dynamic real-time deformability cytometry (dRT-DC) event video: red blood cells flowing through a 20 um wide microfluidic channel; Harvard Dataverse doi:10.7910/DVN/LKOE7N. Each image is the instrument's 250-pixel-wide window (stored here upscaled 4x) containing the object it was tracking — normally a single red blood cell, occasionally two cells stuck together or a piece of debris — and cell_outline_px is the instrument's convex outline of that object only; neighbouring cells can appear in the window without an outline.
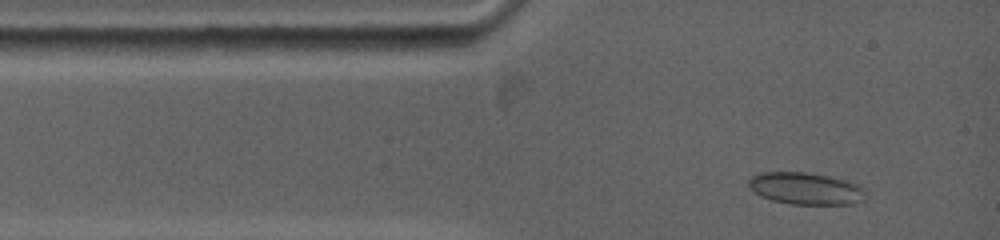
{"species": "common noctule bat (a hibernating species)", "species_latin": "Nyctalus noctula", "temperature_condition": "warm", "stored_images_in_passage": 9, "camera_frame_rate_fps": 5000, "um_per_image_px": 0.085, "animal": {"sex": "female", "body_mass_g": 19.0, "forearm_length_mm": 53.3}, "frame": {"image": 1, "passage_image": 2, "time_ms": 0.4, "image_size_px": [1000, 240], "cell_outline_px": [[864, 200], [852, 204], [788, 204], [772, 200], [760, 196], [748, 184], [748, 180], [752, 176], [760, 172], [808, 172], [848, 180], [856, 184], [864, 192]], "centroid_in_image_um": [68.46, 16.02], "position_along_channel_um": 16.5, "area_um2": 21.73}}
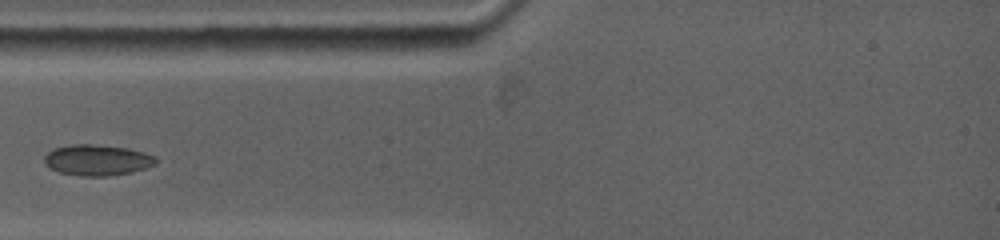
{"frame": {"image": 2, "passage_image": 6, "time_ms": 2.6, "image_size_px": [1000, 240], "cell_outline_px": [[156, 164], [132, 172], [108, 176], [80, 176], [60, 172], [52, 168], [44, 160], [44, 156], [48, 152], [56, 148], [72, 144], [88, 144], [128, 148], [152, 156], [156, 160]], "centroid_in_image_um": [8.25, 13.61], "position_along_channel_um": 76.8, "area_um2": 19.59}}
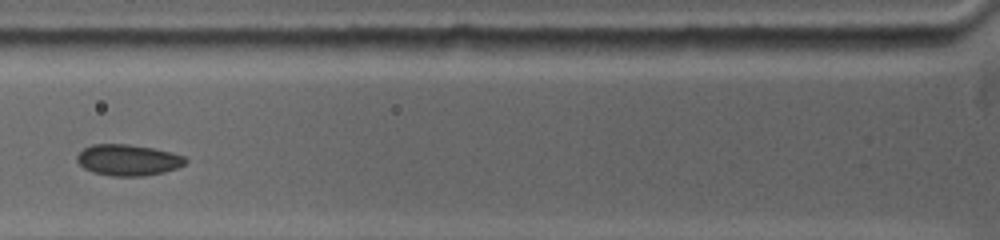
{"frame": {"image": 3, "passage_image": 8, "time_ms": 3.6, "image_size_px": [1000, 240], "cell_outline_px": [[184, 164], [176, 168], [164, 172], [144, 176], [112, 176], [92, 172], [84, 168], [76, 160], [76, 156], [84, 148], [92, 144], [128, 144], [152, 148], [184, 156]], "centroid_in_image_um": [10.83, 13.6], "position_along_channel_um": 115.0, "area_um2": 19.48}}